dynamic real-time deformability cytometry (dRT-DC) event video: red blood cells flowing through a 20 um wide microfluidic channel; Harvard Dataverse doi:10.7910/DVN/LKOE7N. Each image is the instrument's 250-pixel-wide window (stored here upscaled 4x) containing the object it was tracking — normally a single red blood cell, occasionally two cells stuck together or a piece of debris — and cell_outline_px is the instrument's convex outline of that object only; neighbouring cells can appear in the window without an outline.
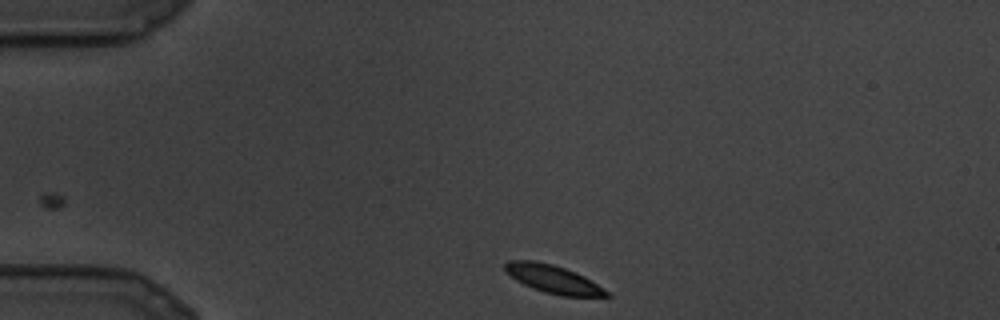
{"species": "common noctule bat (a hibernating species)", "species_latin": "Nyctalus noctula", "temperature_condition": "cold", "stored_images_in_passage": 5, "camera_frame_rate_fps": 3000, "um_per_image_px": 0.085, "animal": {"sex": "male", "body_mass_g": 19.5, "forearm_length_mm": 54.6}, "frame": {"image": 1, "passage_image": 1, "time_ms": 0.0, "image_size_px": [1000, 320], "cell_outline_px": [[612, 296], [560, 296], [544, 292], [532, 288], [516, 280], [504, 268], [504, 264], [508, 260], [536, 260], [552, 264], [576, 272], [584, 276], [604, 288]], "centroid_in_image_um": [47.02, 23.72], "position_along_channel_um": 38.0, "area_um2": 16.53}}
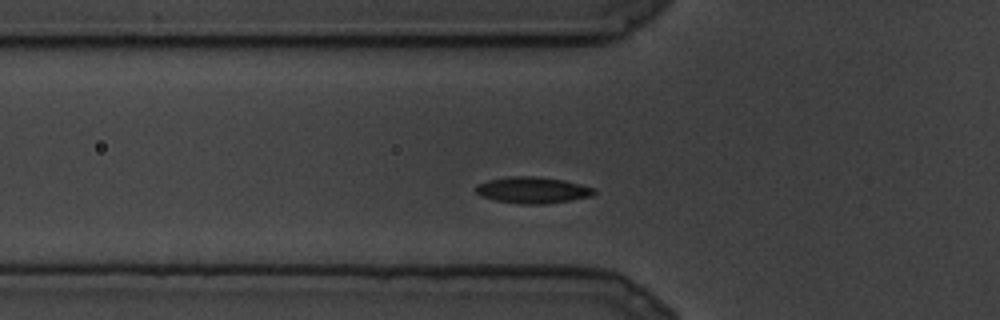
{"frame": {"image": 2, "passage_image": 4, "time_ms": 1.0, "image_size_px": [1000, 320], "cell_outline_px": [[596, 192], [592, 196], [544, 204], [520, 204], [496, 200], [480, 196], [476, 192], [476, 184], [488, 180], [508, 176], [532, 176], [564, 180], [596, 188]], "centroid_in_image_um": [45.26, 16.15], "position_along_channel_um": 80.5, "area_um2": 18.15}}